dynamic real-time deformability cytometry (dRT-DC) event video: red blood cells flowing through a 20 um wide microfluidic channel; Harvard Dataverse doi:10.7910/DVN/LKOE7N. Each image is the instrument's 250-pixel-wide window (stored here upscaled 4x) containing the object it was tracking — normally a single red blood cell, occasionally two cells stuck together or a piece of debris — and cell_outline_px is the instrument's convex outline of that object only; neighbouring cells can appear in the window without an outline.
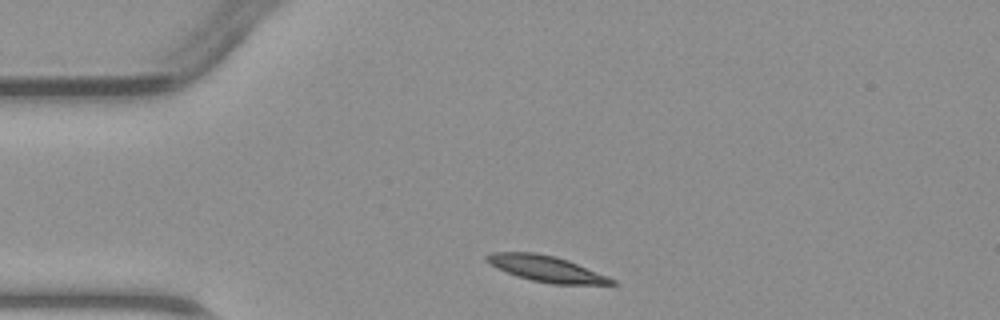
{"species": "common noctule bat (a hibernating species)", "species_latin": "Nyctalus noctula", "temperature_condition": "warm", "stored_images_in_passage": 3, "camera_frame_rate_fps": 3000, "um_per_image_px": 0.085, "animal": {"sex": "male", "body_mass_g": 23.1, "forearm_length_mm": 52.7}, "frame": {"image": 1, "passage_image": 1, "time_ms": 0.0, "image_size_px": [1000, 320], "cell_outline_px": [[620, 284], [552, 284], [532, 280], [516, 276], [496, 268], [484, 260], [484, 256], [492, 252], [536, 252], [556, 256], [568, 260], [608, 276], [616, 280]], "centroid_in_image_um": [46.42, 22.83], "position_along_channel_um": 38.6, "area_um2": 19.07}}
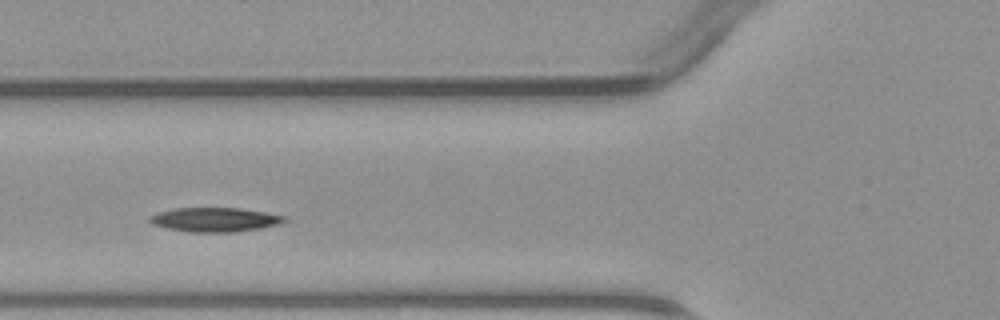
{"frame": {"image": 2, "passage_image": 3, "time_ms": 2.333, "image_size_px": [1000, 320], "cell_outline_px": [[284, 220], [280, 224], [260, 228], [232, 232], [188, 232], [168, 228], [152, 224], [148, 220], [148, 216], [156, 212], [172, 208], [240, 208], [264, 212], [284, 216]], "centroid_in_image_um": [18.18, 18.66], "position_along_channel_um": 107.6, "area_um2": 18.96}}